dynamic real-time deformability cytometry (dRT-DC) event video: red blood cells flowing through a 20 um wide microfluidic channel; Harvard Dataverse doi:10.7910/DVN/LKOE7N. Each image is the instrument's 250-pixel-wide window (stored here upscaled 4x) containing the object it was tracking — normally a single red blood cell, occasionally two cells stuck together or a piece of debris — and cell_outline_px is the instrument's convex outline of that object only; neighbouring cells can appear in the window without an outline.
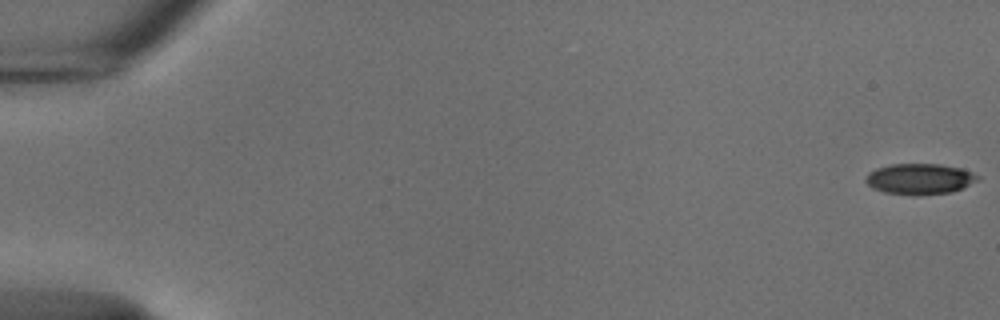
{"species": "common noctule bat (a hibernating species)", "species_latin": "Nyctalus noctula", "temperature_condition": "cold", "stored_images_in_passage": 55, "camera_frame_rate_fps": 3000, "um_per_image_px": 0.085, "animal": {"sex": "male", "body_mass_g": 18.8}, "frame": {"image": 1, "passage_image": 1, "time_ms": 0.0, "image_size_px": [1000, 320], "cell_outline_px": [[980, 180], [952, 192], [916, 196], [912, 196], [884, 192], [872, 188], [864, 180], [868, 172], [876, 168], [892, 164], [940, 164], [964, 168], [980, 176]], "centroid_in_image_um": [78.19, 15.21], "position_along_channel_um": 6.8, "area_um2": 20.46}}
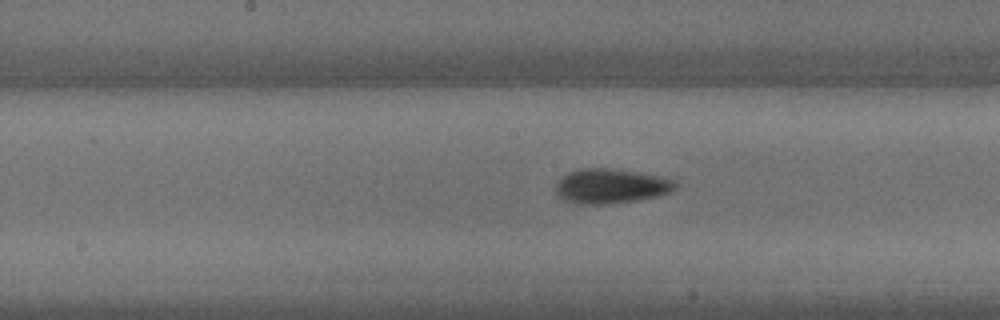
{"frame": {"image": 2, "passage_image": 29, "time_ms": 9.333, "image_size_px": [1000, 320], "cell_outline_px": [[676, 188], [668, 192], [656, 196], [636, 200], [608, 204], [576, 204], [564, 200], [556, 192], [556, 184], [568, 172], [580, 168], [612, 168], [668, 176], [676, 180]], "centroid_in_image_um": [51.96, 15.8], "position_along_channel_um": 196.2, "area_um2": 24.39}}
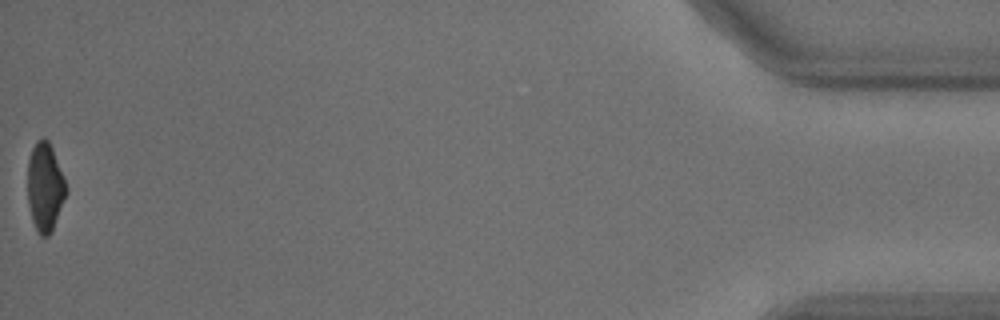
{"frame": {"image": 3, "passage_image": 55, "time_ms": 18.0, "image_size_px": [1000, 320], "cell_outline_px": [[68, 192], [52, 232], [48, 236], [40, 236], [32, 220], [28, 204], [28, 160], [32, 148], [36, 140], [44, 136], [48, 140], [52, 148], [68, 188]], "centroid_in_image_um": [3.83, 15.9], "position_along_channel_um": 431.4, "area_um2": 20.06}, "authors_computed_cell_mechanics": {"area_um2": 22.3686, "velocity_mm_per_s": 3.7524, "shape_relaxation_time_tau1_ms": 5.0695, "shape_relaxation_time_tau2_ms": 2.7013, "deformation_change_tau1": 0.1187, "deformation_change_tau2": 0.0625}}